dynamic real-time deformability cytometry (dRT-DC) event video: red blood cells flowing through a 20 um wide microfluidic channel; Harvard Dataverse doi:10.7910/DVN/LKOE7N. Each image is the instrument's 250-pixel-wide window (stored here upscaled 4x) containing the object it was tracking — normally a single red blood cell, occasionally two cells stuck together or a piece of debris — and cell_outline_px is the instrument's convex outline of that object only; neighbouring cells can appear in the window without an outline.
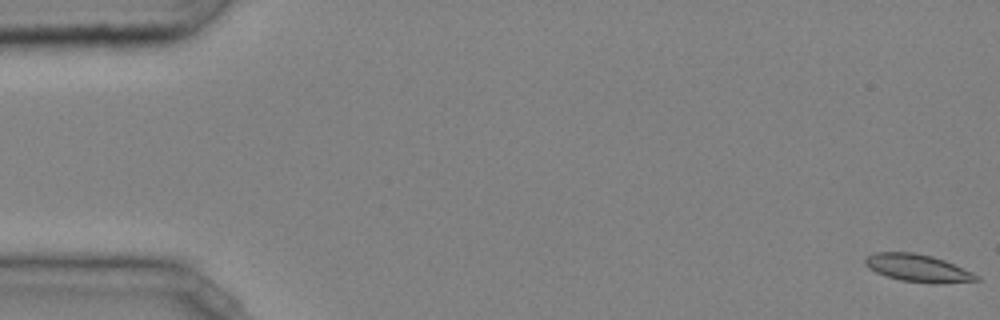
{"species": "common noctule bat (a hibernating species)", "species_latin": "Nyctalus noctula", "temperature_condition": "cold", "stored_images_in_passage": 48, "camera_frame_rate_fps": 3000, "um_per_image_px": 0.085, "animal": {"sex": "male", "body_mass_g": 20.4}, "frame": {"image": 1, "passage_image": 1, "time_ms": 0.0, "image_size_px": [1000, 320], "cell_outline_px": [[980, 280], [940, 284], [932, 284], [900, 280], [876, 272], [868, 268], [864, 264], [864, 260], [868, 256], [876, 252], [916, 252], [932, 256], [944, 260], [972, 272], [980, 276]], "centroid_in_image_um": [78.03, 22.79], "position_along_channel_um": 7.0, "area_um2": 17.92}}
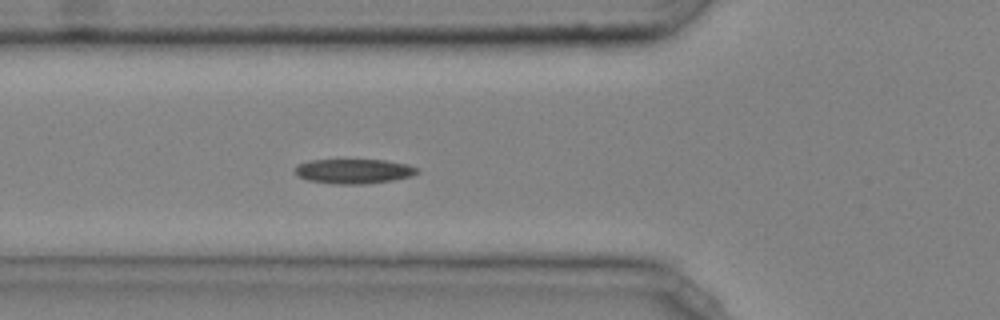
{"frame": {"image": 2, "passage_image": 18, "time_ms": 5.667, "image_size_px": [1000, 320], "cell_outline_px": [[420, 172], [412, 176], [392, 180], [364, 184], [332, 184], [308, 180], [300, 176], [296, 172], [296, 168], [300, 164], [308, 160], [384, 160], [408, 164], [420, 168]], "centroid_in_image_um": [30.14, 14.55], "position_along_channel_um": 95.7, "area_um2": 17.51}}
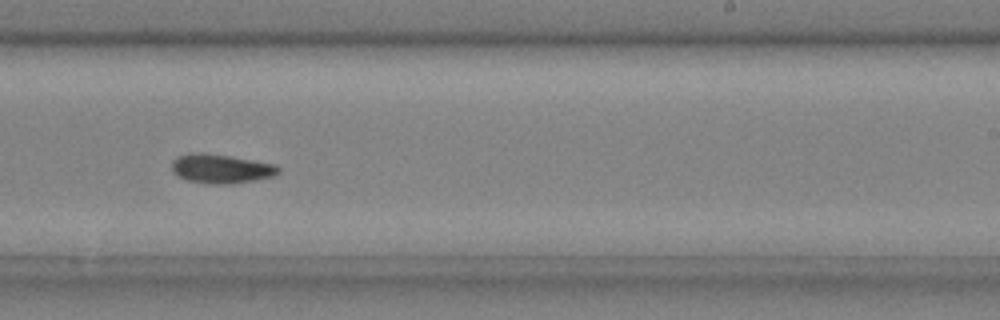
{"frame": {"image": 3, "passage_image": 31, "time_ms": 10.0, "image_size_px": [1000, 320], "cell_outline_px": [[280, 172], [272, 176], [256, 180], [232, 184], [212, 184], [188, 180], [180, 176], [172, 168], [172, 160], [176, 156], [192, 152], [204, 152], [276, 164], [280, 168]], "centroid_in_image_um": [18.8, 14.33], "position_along_channel_um": 270.2, "area_um2": 18.03}}